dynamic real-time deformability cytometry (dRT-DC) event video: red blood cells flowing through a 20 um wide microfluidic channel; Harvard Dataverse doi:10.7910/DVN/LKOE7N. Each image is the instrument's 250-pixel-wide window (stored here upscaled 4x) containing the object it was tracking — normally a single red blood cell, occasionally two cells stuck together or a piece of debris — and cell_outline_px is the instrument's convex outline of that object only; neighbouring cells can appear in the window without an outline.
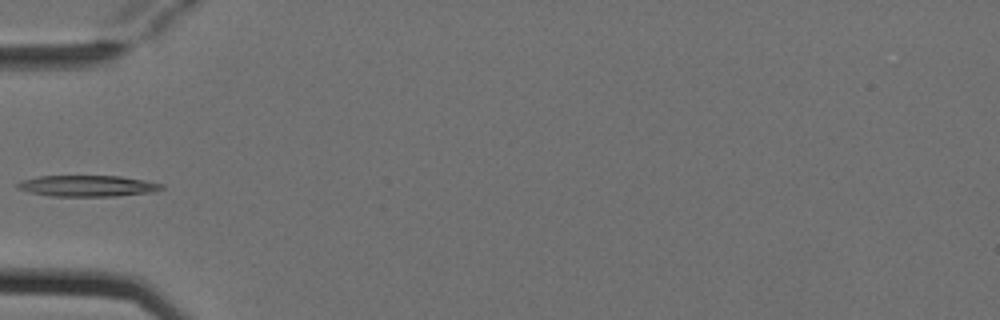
{"species": "Egyptian fruit bat (a non-hibernating species)", "species_latin": "Rousettus aegyptiacus", "temperature_condition": "cold", "stored_images_in_passage": 6, "camera_frame_rate_fps": 3000, "um_per_image_px": 0.085, "animal": {"sex": "female"}, "frame": {"image": 1, "passage_image": 6, "time_ms": 1.667, "image_size_px": [1000, 320], "cell_outline_px": [[164, 188], [152, 192], [116, 196], [52, 196], [28, 192], [16, 188], [16, 184], [20, 180], [40, 176], [120, 176], [144, 180], [164, 184]], "centroid_in_image_um": [7.42, 15.8], "position_along_channel_um": 77.6, "area_um2": 17.8}}